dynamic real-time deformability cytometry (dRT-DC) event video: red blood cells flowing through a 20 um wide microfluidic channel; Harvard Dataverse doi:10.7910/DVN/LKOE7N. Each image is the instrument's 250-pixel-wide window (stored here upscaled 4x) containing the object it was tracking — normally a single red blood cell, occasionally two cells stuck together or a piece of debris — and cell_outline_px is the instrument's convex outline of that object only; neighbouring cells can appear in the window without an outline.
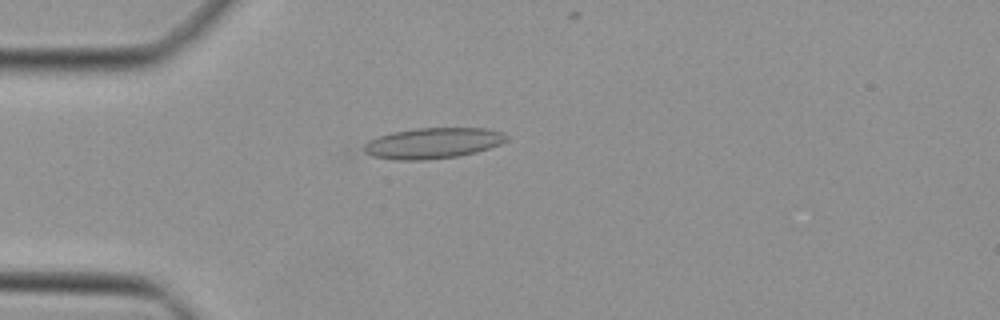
{"species": "Egyptian fruit bat (a non-hibernating species)", "species_latin": "Rousettus aegyptiacus", "temperature_condition": "cold", "stored_images_in_passage": 31, "camera_frame_rate_fps": 3000, "um_per_image_px": 0.085, "animal": {"sex": "female"}, "frame": {"image": 1, "passage_image": 3, "time_ms": 0.667, "image_size_px": [1000, 320], "cell_outline_px": [[508, 140], [500, 144], [476, 152], [460, 156], [424, 160], [396, 160], [372, 156], [364, 152], [360, 148], [368, 140], [392, 132], [416, 128], [488, 128], [500, 132], [508, 136]], "centroid_in_image_um": [36.77, 12.17], "position_along_channel_um": 48.2, "area_um2": 25.72}}
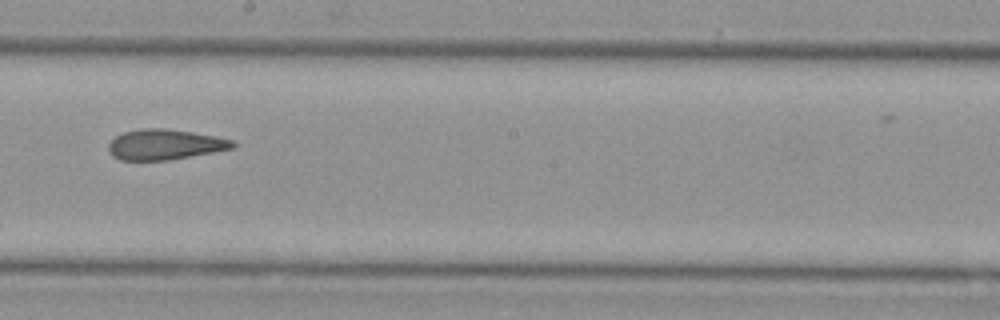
{"frame": {"image": 2, "passage_image": 17, "time_ms": 5.333, "image_size_px": [1000, 320], "cell_outline_px": [[236, 148], [168, 160], [120, 160], [112, 156], [108, 152], [108, 144], [116, 136], [124, 132], [140, 128], [164, 128], [192, 132], [216, 136], [232, 140], [236, 144]], "centroid_in_image_um": [14.01, 12.28], "position_along_channel_um": 234.2, "area_um2": 22.08}}
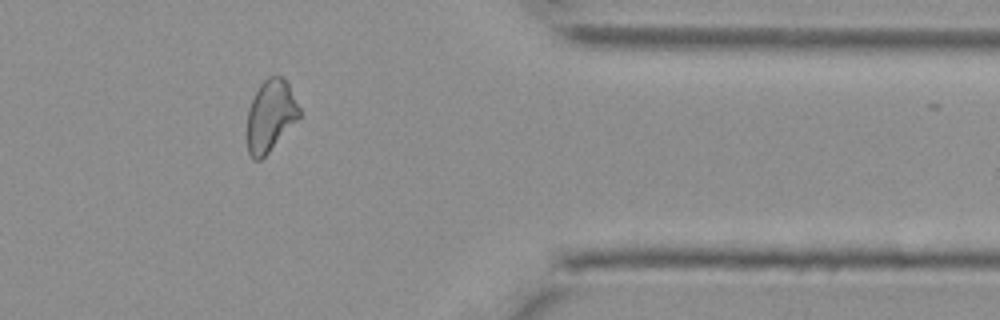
{"frame": {"image": 3, "passage_image": 29, "time_ms": 9.333, "image_size_px": [1000, 320], "cell_outline_px": [[300, 116], [268, 152], [260, 160], [252, 160], [248, 152], [248, 108], [260, 84], [268, 76], [276, 72], [288, 84], [300, 108]], "centroid_in_image_um": [22.98, 9.8], "position_along_channel_um": 388.4, "area_um2": 21.44}}